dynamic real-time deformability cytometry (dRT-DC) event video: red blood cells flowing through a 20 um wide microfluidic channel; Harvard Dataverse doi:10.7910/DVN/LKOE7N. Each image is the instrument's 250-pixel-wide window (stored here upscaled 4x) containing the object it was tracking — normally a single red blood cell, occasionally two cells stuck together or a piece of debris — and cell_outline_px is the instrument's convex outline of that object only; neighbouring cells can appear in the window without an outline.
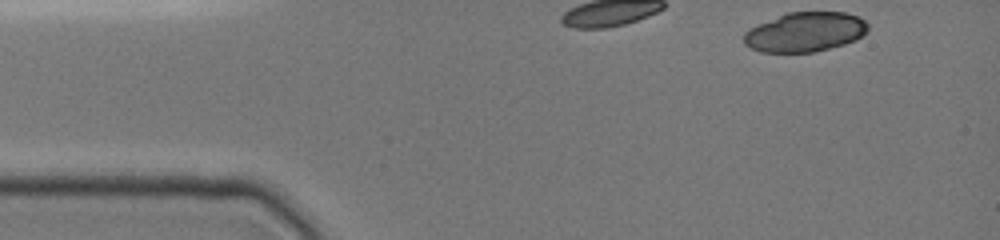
{"species": "common noctule bat (a hibernating species)", "species_latin": "Nyctalus noctula", "temperature_condition": "cold", "stored_images_in_passage": 13, "camera_frame_rate_fps": 3000, "um_per_image_px": 0.085, "animal": {"sex": "female", "body_mass_g": 19.0, "forearm_length_mm": 51.5}, "frame": {"image": 1, "passage_image": 1, "time_ms": 0.0, "image_size_px": [1000, 240], "cell_outline_px": [[868, 32], [856, 40], [844, 44], [812, 52], [760, 52], [744, 44], [744, 32], [748, 28], [788, 12], [844, 12], [860, 16], [868, 24]], "centroid_in_image_um": [68.45, 2.71], "position_along_channel_um": 16.5, "area_um2": 28.67}}
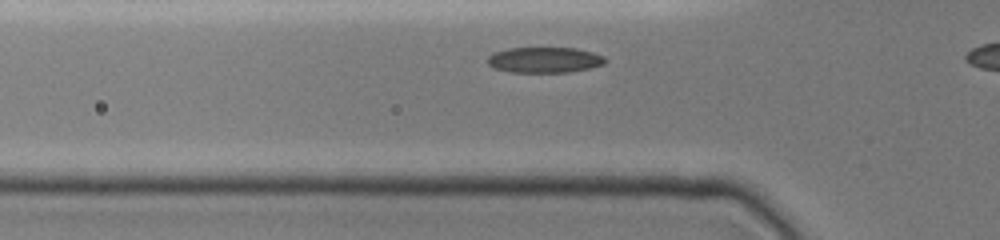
{"frame": {"image": 2, "passage_image": 6, "time_ms": 2.0, "image_size_px": [1000, 240], "cell_outline_px": [[604, 64], [588, 68], [568, 72], [508, 72], [496, 68], [488, 64], [488, 56], [496, 52], [508, 48], [576, 48], [592, 52], [604, 56]], "centroid_in_image_um": [46.27, 5.09], "position_along_channel_um": 79.5, "area_um2": 17.34}}
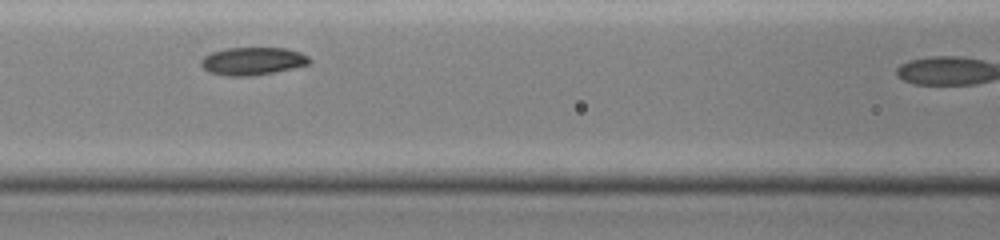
{"frame": {"image": 3, "passage_image": 10, "time_ms": 3.667, "image_size_px": [1000, 240], "cell_outline_px": [[308, 64], [292, 68], [252, 76], [228, 76], [208, 72], [200, 64], [200, 60], [204, 56], [212, 52], [224, 48], [288, 48], [300, 52], [308, 56]], "centroid_in_image_um": [21.42, 5.19], "position_along_channel_um": 145.2, "area_um2": 17.46}}